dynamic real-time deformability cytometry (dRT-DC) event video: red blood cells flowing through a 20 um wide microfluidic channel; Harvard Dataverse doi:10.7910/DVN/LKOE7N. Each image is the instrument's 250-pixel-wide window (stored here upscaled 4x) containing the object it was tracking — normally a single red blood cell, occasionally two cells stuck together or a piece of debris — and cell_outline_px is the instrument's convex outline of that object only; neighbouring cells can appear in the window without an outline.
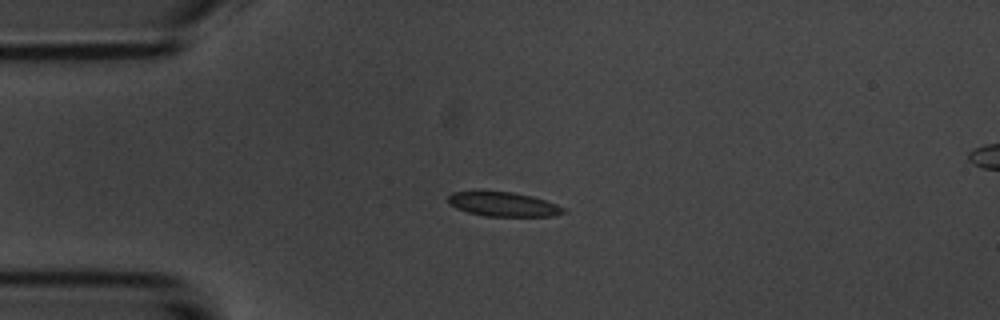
{"species": "common noctule bat (a hibernating species)", "species_latin": "Nyctalus noctula", "temperature_condition": "room temperature", "stored_images_in_passage": 3, "camera_frame_rate_fps": 3000, "um_per_image_px": 0.085, "animal": {"sex": "male", "body_mass_g": 20.1, "forearm_length_mm": 53.5}, "frame": {"image": 1, "passage_image": 1, "time_ms": 0.0, "image_size_px": [1000, 320], "cell_outline_px": [[568, 212], [552, 216], [484, 216], [468, 212], [456, 208], [448, 204], [448, 196], [452, 192], [512, 192], [532, 196], [556, 204], [564, 208]], "centroid_in_image_um": [42.79, 17.37], "position_along_channel_um": 42.2, "area_um2": 16.18}}
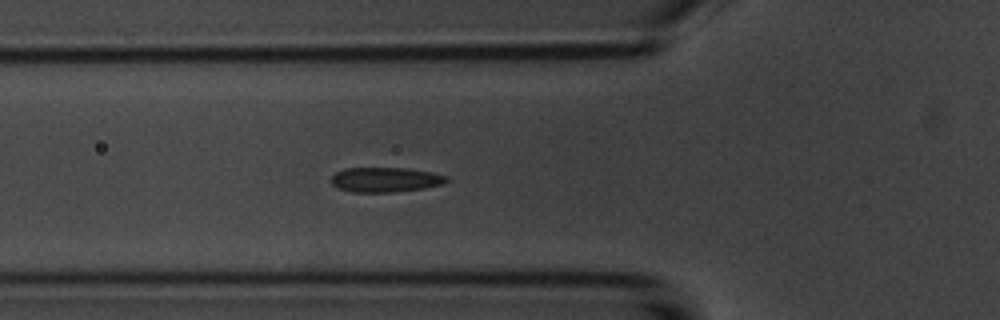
{"frame": {"image": 2, "passage_image": 3, "time_ms": 2.0, "image_size_px": [1000, 320], "cell_outline_px": [[448, 180], [444, 184], [424, 188], [392, 192], [352, 192], [336, 188], [328, 180], [336, 172], [344, 168], [408, 168], [432, 172], [448, 176]], "centroid_in_image_um": [32.73, 15.27], "position_along_channel_um": 93.1, "area_um2": 16.88}}